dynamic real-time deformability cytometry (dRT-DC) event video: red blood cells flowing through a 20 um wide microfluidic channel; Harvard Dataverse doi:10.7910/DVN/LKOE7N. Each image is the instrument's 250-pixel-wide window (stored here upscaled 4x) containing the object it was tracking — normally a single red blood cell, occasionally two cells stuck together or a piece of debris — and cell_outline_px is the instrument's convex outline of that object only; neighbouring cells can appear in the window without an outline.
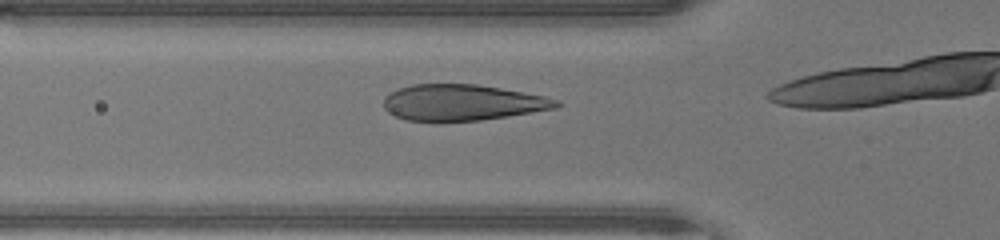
{"species": "human", "species_latin": "Homo sapiens", "temperature_condition": "warm", "stored_images_in_passage": 10, "camera_frame_rate_fps": 3000, "um_per_image_px": 0.085, "donor": {"sex": "male"}, "frame": {"image": 1, "passage_image": 6, "time_ms": 1.667, "image_size_px": [1000, 240], "cell_outline_px": [[564, 104], [556, 108], [508, 116], [480, 120], [404, 120], [388, 112], [384, 108], [384, 96], [388, 92], [396, 88], [412, 84], [476, 84], [500, 88], [544, 96], [560, 100]], "centroid_in_image_um": [39.28, 8.7], "position_along_channel_um": 86.5, "area_um2": 36.18}}
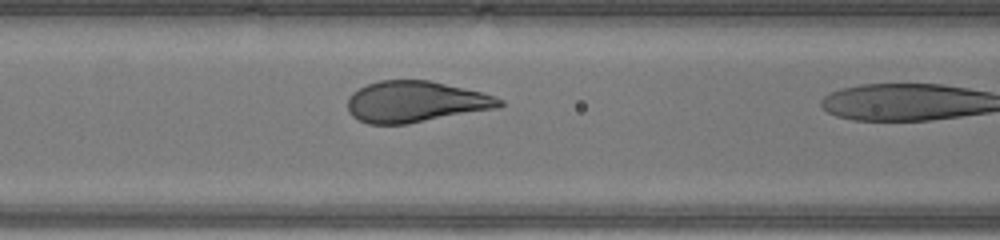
{"frame": {"image": 2, "passage_image": 9, "time_ms": 2.667, "image_size_px": [1000, 240], "cell_outline_px": [[504, 104], [500, 108], [408, 124], [368, 124], [356, 120], [348, 112], [348, 96], [352, 92], [368, 84], [380, 80], [428, 80], [464, 88], [480, 92], [504, 100]], "centroid_in_image_um": [35.31, 8.66], "position_along_channel_um": 131.3, "area_um2": 36.65}}